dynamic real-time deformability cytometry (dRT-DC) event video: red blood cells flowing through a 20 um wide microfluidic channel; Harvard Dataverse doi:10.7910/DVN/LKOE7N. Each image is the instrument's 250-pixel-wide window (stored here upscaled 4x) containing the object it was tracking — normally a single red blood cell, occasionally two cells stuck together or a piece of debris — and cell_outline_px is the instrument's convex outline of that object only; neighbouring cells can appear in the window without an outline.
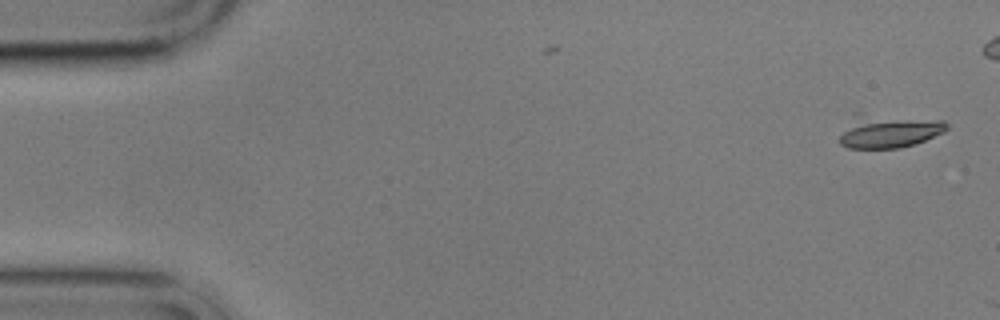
{"species": "common noctule bat (a hibernating species)", "species_latin": "Nyctalus noctula", "temperature_condition": "cold", "stored_images_in_passage": 4, "camera_frame_rate_fps": 3000, "um_per_image_px": 0.085, "animal": {"sex": "male", "body_mass_g": 17.9}, "frame": {"image": 1, "passage_image": 1, "time_ms": 0.0, "image_size_px": [1000, 320], "cell_outline_px": [[948, 128], [944, 132], [924, 140], [900, 148], [848, 148], [840, 144], [840, 136], [856, 112], [860, 112], [944, 120], [948, 124]], "centroid_in_image_um": [75.55, 11.12], "position_along_channel_um": 9.5, "area_um2": 20.92}}